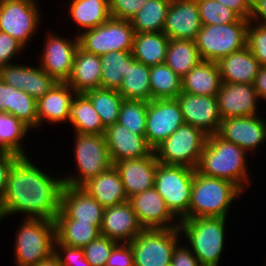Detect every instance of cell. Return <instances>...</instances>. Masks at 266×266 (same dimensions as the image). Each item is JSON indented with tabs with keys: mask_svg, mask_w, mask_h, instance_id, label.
I'll return each instance as SVG.
<instances>
[{
	"mask_svg": "<svg viewBox=\"0 0 266 266\" xmlns=\"http://www.w3.org/2000/svg\"><path fill=\"white\" fill-rule=\"evenodd\" d=\"M63 178L52 177L37 168L29 157L20 156L8 175L6 192L0 202V221L11 214L55 221L61 210Z\"/></svg>",
	"mask_w": 266,
	"mask_h": 266,
	"instance_id": "1",
	"label": "cell"
},
{
	"mask_svg": "<svg viewBox=\"0 0 266 266\" xmlns=\"http://www.w3.org/2000/svg\"><path fill=\"white\" fill-rule=\"evenodd\" d=\"M246 152L217 134L208 135L195 170L208 177L230 181L244 192L245 187L251 183L247 172Z\"/></svg>",
	"mask_w": 266,
	"mask_h": 266,
	"instance_id": "2",
	"label": "cell"
},
{
	"mask_svg": "<svg viewBox=\"0 0 266 266\" xmlns=\"http://www.w3.org/2000/svg\"><path fill=\"white\" fill-rule=\"evenodd\" d=\"M242 192L237 185L230 181L208 177L195 170L189 211L183 219L227 218L230 205Z\"/></svg>",
	"mask_w": 266,
	"mask_h": 266,
	"instance_id": "3",
	"label": "cell"
},
{
	"mask_svg": "<svg viewBox=\"0 0 266 266\" xmlns=\"http://www.w3.org/2000/svg\"><path fill=\"white\" fill-rule=\"evenodd\" d=\"M226 219L199 217L178 221L181 239L184 241L183 238H185L189 241L188 247H191L190 249L202 266L219 265L225 243Z\"/></svg>",
	"mask_w": 266,
	"mask_h": 266,
	"instance_id": "4",
	"label": "cell"
},
{
	"mask_svg": "<svg viewBox=\"0 0 266 266\" xmlns=\"http://www.w3.org/2000/svg\"><path fill=\"white\" fill-rule=\"evenodd\" d=\"M15 238V265L33 266L54 253L55 221L25 216Z\"/></svg>",
	"mask_w": 266,
	"mask_h": 266,
	"instance_id": "5",
	"label": "cell"
},
{
	"mask_svg": "<svg viewBox=\"0 0 266 266\" xmlns=\"http://www.w3.org/2000/svg\"><path fill=\"white\" fill-rule=\"evenodd\" d=\"M249 20L221 25H202L195 39L202 61L219 62L227 55L247 46Z\"/></svg>",
	"mask_w": 266,
	"mask_h": 266,
	"instance_id": "6",
	"label": "cell"
},
{
	"mask_svg": "<svg viewBox=\"0 0 266 266\" xmlns=\"http://www.w3.org/2000/svg\"><path fill=\"white\" fill-rule=\"evenodd\" d=\"M195 169L158 162L154 187L171 213L182 220L189 211Z\"/></svg>",
	"mask_w": 266,
	"mask_h": 266,
	"instance_id": "7",
	"label": "cell"
},
{
	"mask_svg": "<svg viewBox=\"0 0 266 266\" xmlns=\"http://www.w3.org/2000/svg\"><path fill=\"white\" fill-rule=\"evenodd\" d=\"M74 154L78 174L62 177L64 184L81 187L113 166L104 134L75 133Z\"/></svg>",
	"mask_w": 266,
	"mask_h": 266,
	"instance_id": "8",
	"label": "cell"
},
{
	"mask_svg": "<svg viewBox=\"0 0 266 266\" xmlns=\"http://www.w3.org/2000/svg\"><path fill=\"white\" fill-rule=\"evenodd\" d=\"M207 138L202 129L183 124L153 151L160 163L195 169Z\"/></svg>",
	"mask_w": 266,
	"mask_h": 266,
	"instance_id": "9",
	"label": "cell"
},
{
	"mask_svg": "<svg viewBox=\"0 0 266 266\" xmlns=\"http://www.w3.org/2000/svg\"><path fill=\"white\" fill-rule=\"evenodd\" d=\"M179 228L143 229L131 242L135 266H167L180 243Z\"/></svg>",
	"mask_w": 266,
	"mask_h": 266,
	"instance_id": "10",
	"label": "cell"
},
{
	"mask_svg": "<svg viewBox=\"0 0 266 266\" xmlns=\"http://www.w3.org/2000/svg\"><path fill=\"white\" fill-rule=\"evenodd\" d=\"M134 35L131 21L110 17L103 25L78 33L79 46L97 56L111 51L132 52Z\"/></svg>",
	"mask_w": 266,
	"mask_h": 266,
	"instance_id": "11",
	"label": "cell"
},
{
	"mask_svg": "<svg viewBox=\"0 0 266 266\" xmlns=\"http://www.w3.org/2000/svg\"><path fill=\"white\" fill-rule=\"evenodd\" d=\"M36 3L35 0H0V31L25 47L40 24L41 12Z\"/></svg>",
	"mask_w": 266,
	"mask_h": 266,
	"instance_id": "12",
	"label": "cell"
},
{
	"mask_svg": "<svg viewBox=\"0 0 266 266\" xmlns=\"http://www.w3.org/2000/svg\"><path fill=\"white\" fill-rule=\"evenodd\" d=\"M183 124L185 121L176 98L148 101L145 138L153 150Z\"/></svg>",
	"mask_w": 266,
	"mask_h": 266,
	"instance_id": "13",
	"label": "cell"
},
{
	"mask_svg": "<svg viewBox=\"0 0 266 266\" xmlns=\"http://www.w3.org/2000/svg\"><path fill=\"white\" fill-rule=\"evenodd\" d=\"M47 35L39 66L57 82H67L72 73L79 38L76 36L69 40L58 35Z\"/></svg>",
	"mask_w": 266,
	"mask_h": 266,
	"instance_id": "14",
	"label": "cell"
},
{
	"mask_svg": "<svg viewBox=\"0 0 266 266\" xmlns=\"http://www.w3.org/2000/svg\"><path fill=\"white\" fill-rule=\"evenodd\" d=\"M104 208L83 188L64 184L61 210L55 220H74L101 229Z\"/></svg>",
	"mask_w": 266,
	"mask_h": 266,
	"instance_id": "15",
	"label": "cell"
},
{
	"mask_svg": "<svg viewBox=\"0 0 266 266\" xmlns=\"http://www.w3.org/2000/svg\"><path fill=\"white\" fill-rule=\"evenodd\" d=\"M185 124L202 129L207 135L216 134L222 118L216 96L181 92L177 98Z\"/></svg>",
	"mask_w": 266,
	"mask_h": 266,
	"instance_id": "16",
	"label": "cell"
},
{
	"mask_svg": "<svg viewBox=\"0 0 266 266\" xmlns=\"http://www.w3.org/2000/svg\"><path fill=\"white\" fill-rule=\"evenodd\" d=\"M226 141L240 146L245 151L258 149L266 141V122L257 115L231 117L220 122L216 133Z\"/></svg>",
	"mask_w": 266,
	"mask_h": 266,
	"instance_id": "17",
	"label": "cell"
},
{
	"mask_svg": "<svg viewBox=\"0 0 266 266\" xmlns=\"http://www.w3.org/2000/svg\"><path fill=\"white\" fill-rule=\"evenodd\" d=\"M128 202L144 229L176 228L179 225L173 222L176 217L168 209L165 200L154 186L132 195Z\"/></svg>",
	"mask_w": 266,
	"mask_h": 266,
	"instance_id": "18",
	"label": "cell"
},
{
	"mask_svg": "<svg viewBox=\"0 0 266 266\" xmlns=\"http://www.w3.org/2000/svg\"><path fill=\"white\" fill-rule=\"evenodd\" d=\"M216 98L222 120L257 114L259 97L254 84L222 82Z\"/></svg>",
	"mask_w": 266,
	"mask_h": 266,
	"instance_id": "19",
	"label": "cell"
},
{
	"mask_svg": "<svg viewBox=\"0 0 266 266\" xmlns=\"http://www.w3.org/2000/svg\"><path fill=\"white\" fill-rule=\"evenodd\" d=\"M201 27L197 0H171L162 31L169 39L195 41Z\"/></svg>",
	"mask_w": 266,
	"mask_h": 266,
	"instance_id": "20",
	"label": "cell"
},
{
	"mask_svg": "<svg viewBox=\"0 0 266 266\" xmlns=\"http://www.w3.org/2000/svg\"><path fill=\"white\" fill-rule=\"evenodd\" d=\"M38 67L14 63L8 64L0 69V79L20 91H25L29 96L38 100L57 82L39 65Z\"/></svg>",
	"mask_w": 266,
	"mask_h": 266,
	"instance_id": "21",
	"label": "cell"
},
{
	"mask_svg": "<svg viewBox=\"0 0 266 266\" xmlns=\"http://www.w3.org/2000/svg\"><path fill=\"white\" fill-rule=\"evenodd\" d=\"M104 136L112 163L147 157L153 152L145 136L135 134L117 122L106 128Z\"/></svg>",
	"mask_w": 266,
	"mask_h": 266,
	"instance_id": "22",
	"label": "cell"
},
{
	"mask_svg": "<svg viewBox=\"0 0 266 266\" xmlns=\"http://www.w3.org/2000/svg\"><path fill=\"white\" fill-rule=\"evenodd\" d=\"M143 229L128 201L104 209L100 229L102 236L118 243H130Z\"/></svg>",
	"mask_w": 266,
	"mask_h": 266,
	"instance_id": "23",
	"label": "cell"
},
{
	"mask_svg": "<svg viewBox=\"0 0 266 266\" xmlns=\"http://www.w3.org/2000/svg\"><path fill=\"white\" fill-rule=\"evenodd\" d=\"M157 164L158 160L154 151L147 157L113 163L128 198L154 186Z\"/></svg>",
	"mask_w": 266,
	"mask_h": 266,
	"instance_id": "24",
	"label": "cell"
},
{
	"mask_svg": "<svg viewBox=\"0 0 266 266\" xmlns=\"http://www.w3.org/2000/svg\"><path fill=\"white\" fill-rule=\"evenodd\" d=\"M81 188L91 195L104 209L125 203L129 199L120 175L114 166L91 178Z\"/></svg>",
	"mask_w": 266,
	"mask_h": 266,
	"instance_id": "25",
	"label": "cell"
},
{
	"mask_svg": "<svg viewBox=\"0 0 266 266\" xmlns=\"http://www.w3.org/2000/svg\"><path fill=\"white\" fill-rule=\"evenodd\" d=\"M76 92L66 82H56L53 87L37 100L38 126L45 120L50 123L67 121L69 105Z\"/></svg>",
	"mask_w": 266,
	"mask_h": 266,
	"instance_id": "26",
	"label": "cell"
},
{
	"mask_svg": "<svg viewBox=\"0 0 266 266\" xmlns=\"http://www.w3.org/2000/svg\"><path fill=\"white\" fill-rule=\"evenodd\" d=\"M221 81L225 83L254 84L260 70V63L246 46L217 62Z\"/></svg>",
	"mask_w": 266,
	"mask_h": 266,
	"instance_id": "27",
	"label": "cell"
},
{
	"mask_svg": "<svg viewBox=\"0 0 266 266\" xmlns=\"http://www.w3.org/2000/svg\"><path fill=\"white\" fill-rule=\"evenodd\" d=\"M100 56L86 52L80 46L75 52L72 73L67 84L76 93L100 88L101 79Z\"/></svg>",
	"mask_w": 266,
	"mask_h": 266,
	"instance_id": "28",
	"label": "cell"
},
{
	"mask_svg": "<svg viewBox=\"0 0 266 266\" xmlns=\"http://www.w3.org/2000/svg\"><path fill=\"white\" fill-rule=\"evenodd\" d=\"M0 112H7L31 129L38 127L37 100L0 79Z\"/></svg>",
	"mask_w": 266,
	"mask_h": 266,
	"instance_id": "29",
	"label": "cell"
},
{
	"mask_svg": "<svg viewBox=\"0 0 266 266\" xmlns=\"http://www.w3.org/2000/svg\"><path fill=\"white\" fill-rule=\"evenodd\" d=\"M182 92L216 96L221 87V75L216 62L201 61L181 78Z\"/></svg>",
	"mask_w": 266,
	"mask_h": 266,
	"instance_id": "30",
	"label": "cell"
},
{
	"mask_svg": "<svg viewBox=\"0 0 266 266\" xmlns=\"http://www.w3.org/2000/svg\"><path fill=\"white\" fill-rule=\"evenodd\" d=\"M67 121L72 124L75 133L104 134L106 130L100 115L84 93H76L73 97L69 105Z\"/></svg>",
	"mask_w": 266,
	"mask_h": 266,
	"instance_id": "31",
	"label": "cell"
},
{
	"mask_svg": "<svg viewBox=\"0 0 266 266\" xmlns=\"http://www.w3.org/2000/svg\"><path fill=\"white\" fill-rule=\"evenodd\" d=\"M170 39L163 32H142L134 35L132 56L146 66L165 63Z\"/></svg>",
	"mask_w": 266,
	"mask_h": 266,
	"instance_id": "32",
	"label": "cell"
},
{
	"mask_svg": "<svg viewBox=\"0 0 266 266\" xmlns=\"http://www.w3.org/2000/svg\"><path fill=\"white\" fill-rule=\"evenodd\" d=\"M117 91L124 100L150 101V67L134 59L128 65Z\"/></svg>",
	"mask_w": 266,
	"mask_h": 266,
	"instance_id": "33",
	"label": "cell"
},
{
	"mask_svg": "<svg viewBox=\"0 0 266 266\" xmlns=\"http://www.w3.org/2000/svg\"><path fill=\"white\" fill-rule=\"evenodd\" d=\"M202 61L196 42L185 39H170L165 64L183 78Z\"/></svg>",
	"mask_w": 266,
	"mask_h": 266,
	"instance_id": "34",
	"label": "cell"
},
{
	"mask_svg": "<svg viewBox=\"0 0 266 266\" xmlns=\"http://www.w3.org/2000/svg\"><path fill=\"white\" fill-rule=\"evenodd\" d=\"M70 17L85 30L103 25L110 17L109 0H71Z\"/></svg>",
	"mask_w": 266,
	"mask_h": 266,
	"instance_id": "35",
	"label": "cell"
},
{
	"mask_svg": "<svg viewBox=\"0 0 266 266\" xmlns=\"http://www.w3.org/2000/svg\"><path fill=\"white\" fill-rule=\"evenodd\" d=\"M171 0H148L130 20L134 33L162 32Z\"/></svg>",
	"mask_w": 266,
	"mask_h": 266,
	"instance_id": "36",
	"label": "cell"
},
{
	"mask_svg": "<svg viewBox=\"0 0 266 266\" xmlns=\"http://www.w3.org/2000/svg\"><path fill=\"white\" fill-rule=\"evenodd\" d=\"M100 60L102 70L100 87L118 90L128 65L134 60L132 52L111 51L101 55Z\"/></svg>",
	"mask_w": 266,
	"mask_h": 266,
	"instance_id": "37",
	"label": "cell"
},
{
	"mask_svg": "<svg viewBox=\"0 0 266 266\" xmlns=\"http://www.w3.org/2000/svg\"><path fill=\"white\" fill-rule=\"evenodd\" d=\"M30 127L15 116L0 112V153H13L26 156L22 139Z\"/></svg>",
	"mask_w": 266,
	"mask_h": 266,
	"instance_id": "38",
	"label": "cell"
},
{
	"mask_svg": "<svg viewBox=\"0 0 266 266\" xmlns=\"http://www.w3.org/2000/svg\"><path fill=\"white\" fill-rule=\"evenodd\" d=\"M56 238L63 244L83 248L97 239L100 230L89 223L74 220H55Z\"/></svg>",
	"mask_w": 266,
	"mask_h": 266,
	"instance_id": "39",
	"label": "cell"
},
{
	"mask_svg": "<svg viewBox=\"0 0 266 266\" xmlns=\"http://www.w3.org/2000/svg\"><path fill=\"white\" fill-rule=\"evenodd\" d=\"M151 100L177 98L182 92L181 77L165 63L150 67Z\"/></svg>",
	"mask_w": 266,
	"mask_h": 266,
	"instance_id": "40",
	"label": "cell"
},
{
	"mask_svg": "<svg viewBox=\"0 0 266 266\" xmlns=\"http://www.w3.org/2000/svg\"><path fill=\"white\" fill-rule=\"evenodd\" d=\"M84 94L92 102L105 128L117 122L120 107L124 101L117 90L100 87L86 91Z\"/></svg>",
	"mask_w": 266,
	"mask_h": 266,
	"instance_id": "41",
	"label": "cell"
},
{
	"mask_svg": "<svg viewBox=\"0 0 266 266\" xmlns=\"http://www.w3.org/2000/svg\"><path fill=\"white\" fill-rule=\"evenodd\" d=\"M147 103L142 100H124L120 107L117 123L128 127L135 134L145 136Z\"/></svg>",
	"mask_w": 266,
	"mask_h": 266,
	"instance_id": "42",
	"label": "cell"
},
{
	"mask_svg": "<svg viewBox=\"0 0 266 266\" xmlns=\"http://www.w3.org/2000/svg\"><path fill=\"white\" fill-rule=\"evenodd\" d=\"M202 25H221L236 22L240 17L215 0H197Z\"/></svg>",
	"mask_w": 266,
	"mask_h": 266,
	"instance_id": "43",
	"label": "cell"
},
{
	"mask_svg": "<svg viewBox=\"0 0 266 266\" xmlns=\"http://www.w3.org/2000/svg\"><path fill=\"white\" fill-rule=\"evenodd\" d=\"M117 244L118 242L100 235L82 249L91 266H106L107 260Z\"/></svg>",
	"mask_w": 266,
	"mask_h": 266,
	"instance_id": "44",
	"label": "cell"
},
{
	"mask_svg": "<svg viewBox=\"0 0 266 266\" xmlns=\"http://www.w3.org/2000/svg\"><path fill=\"white\" fill-rule=\"evenodd\" d=\"M247 47L261 66H266V25L249 20L247 29Z\"/></svg>",
	"mask_w": 266,
	"mask_h": 266,
	"instance_id": "45",
	"label": "cell"
},
{
	"mask_svg": "<svg viewBox=\"0 0 266 266\" xmlns=\"http://www.w3.org/2000/svg\"><path fill=\"white\" fill-rule=\"evenodd\" d=\"M59 250H62L63 256ZM54 252L58 256L62 266H91L85 258L82 248L65 245L57 238L54 241Z\"/></svg>",
	"mask_w": 266,
	"mask_h": 266,
	"instance_id": "46",
	"label": "cell"
},
{
	"mask_svg": "<svg viewBox=\"0 0 266 266\" xmlns=\"http://www.w3.org/2000/svg\"><path fill=\"white\" fill-rule=\"evenodd\" d=\"M148 0H109L111 17L131 20Z\"/></svg>",
	"mask_w": 266,
	"mask_h": 266,
	"instance_id": "47",
	"label": "cell"
},
{
	"mask_svg": "<svg viewBox=\"0 0 266 266\" xmlns=\"http://www.w3.org/2000/svg\"><path fill=\"white\" fill-rule=\"evenodd\" d=\"M24 46L9 34L0 31V69L12 64V58L21 52Z\"/></svg>",
	"mask_w": 266,
	"mask_h": 266,
	"instance_id": "48",
	"label": "cell"
},
{
	"mask_svg": "<svg viewBox=\"0 0 266 266\" xmlns=\"http://www.w3.org/2000/svg\"><path fill=\"white\" fill-rule=\"evenodd\" d=\"M106 266H135L130 243H118L113 248Z\"/></svg>",
	"mask_w": 266,
	"mask_h": 266,
	"instance_id": "49",
	"label": "cell"
},
{
	"mask_svg": "<svg viewBox=\"0 0 266 266\" xmlns=\"http://www.w3.org/2000/svg\"><path fill=\"white\" fill-rule=\"evenodd\" d=\"M172 266H202L200 261L194 255L190 247H186L183 244L176 245L173 249Z\"/></svg>",
	"mask_w": 266,
	"mask_h": 266,
	"instance_id": "50",
	"label": "cell"
},
{
	"mask_svg": "<svg viewBox=\"0 0 266 266\" xmlns=\"http://www.w3.org/2000/svg\"><path fill=\"white\" fill-rule=\"evenodd\" d=\"M19 157V155L13 153H0V202L6 192L10 170Z\"/></svg>",
	"mask_w": 266,
	"mask_h": 266,
	"instance_id": "51",
	"label": "cell"
},
{
	"mask_svg": "<svg viewBox=\"0 0 266 266\" xmlns=\"http://www.w3.org/2000/svg\"><path fill=\"white\" fill-rule=\"evenodd\" d=\"M234 11L240 18L250 20L252 0H215Z\"/></svg>",
	"mask_w": 266,
	"mask_h": 266,
	"instance_id": "52",
	"label": "cell"
},
{
	"mask_svg": "<svg viewBox=\"0 0 266 266\" xmlns=\"http://www.w3.org/2000/svg\"><path fill=\"white\" fill-rule=\"evenodd\" d=\"M250 21L266 25V0H252V14Z\"/></svg>",
	"mask_w": 266,
	"mask_h": 266,
	"instance_id": "53",
	"label": "cell"
},
{
	"mask_svg": "<svg viewBox=\"0 0 266 266\" xmlns=\"http://www.w3.org/2000/svg\"><path fill=\"white\" fill-rule=\"evenodd\" d=\"M254 88L260 99L266 100V66H261L254 82Z\"/></svg>",
	"mask_w": 266,
	"mask_h": 266,
	"instance_id": "54",
	"label": "cell"
},
{
	"mask_svg": "<svg viewBox=\"0 0 266 266\" xmlns=\"http://www.w3.org/2000/svg\"><path fill=\"white\" fill-rule=\"evenodd\" d=\"M33 266H62V265H61V262H60L58 256L54 252L50 256L41 260L40 262H38L37 264H35Z\"/></svg>",
	"mask_w": 266,
	"mask_h": 266,
	"instance_id": "55",
	"label": "cell"
}]
</instances>
